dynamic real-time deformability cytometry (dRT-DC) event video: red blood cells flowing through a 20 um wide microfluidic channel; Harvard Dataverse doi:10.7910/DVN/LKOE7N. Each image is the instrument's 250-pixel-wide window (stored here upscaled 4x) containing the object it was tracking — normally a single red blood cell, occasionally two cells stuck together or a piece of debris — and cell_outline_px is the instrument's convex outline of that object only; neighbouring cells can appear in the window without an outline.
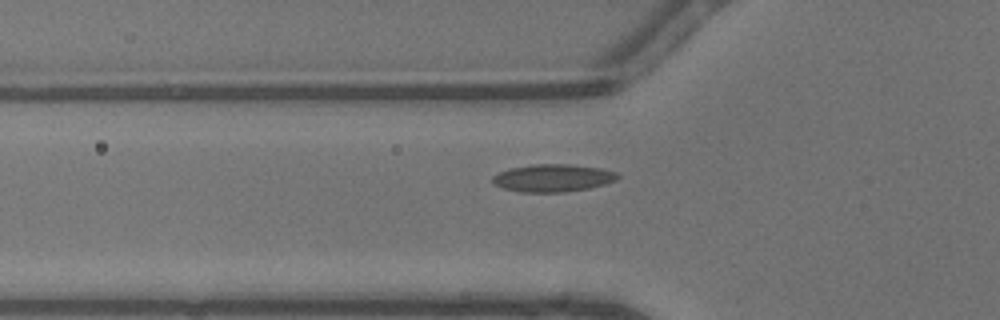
{"species": "common noctule bat (a hibernating species)", "species_latin": "Nyctalus noctula", "temperature_condition": "warm", "stored_images_in_passage": 43, "camera_frame_rate_fps": 3000, "um_per_image_px": 0.085, "animal": {"sex": "male", "body_mass_g": 13.3}, "frame": {"image": 1, "passage_image": 17, "time_ms": 5.333, "image_size_px": [1000, 320], "cell_outline_px": [[620, 176], [616, 180], [604, 184], [588, 188], [564, 192], [520, 192], [504, 188], [492, 184], [492, 176], [508, 168], [532, 164], [572, 164], [600, 168], [616, 172]], "centroid_in_image_um": [46.97, 15.12], "position_along_channel_um": 78.8, "area_um2": 20.17}}
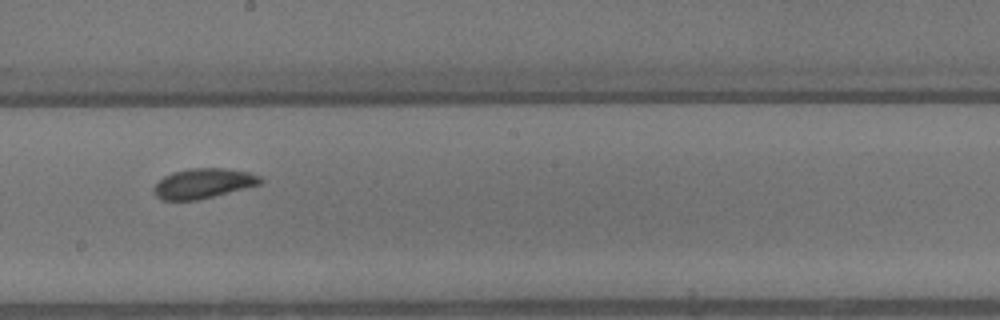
{"frame": {"image": 2, "passage_image": 27, "time_ms": 8.667, "image_size_px": [1000, 320], "cell_outline_px": [[264, 180], [260, 184], [196, 200], [160, 200], [152, 192], [152, 188], [164, 176], [172, 172], [192, 168], [224, 168], [248, 172], [260, 176]], "centroid_in_image_um": [17.24, 15.58], "position_along_channel_um": 231.0, "area_um2": 18.44}}
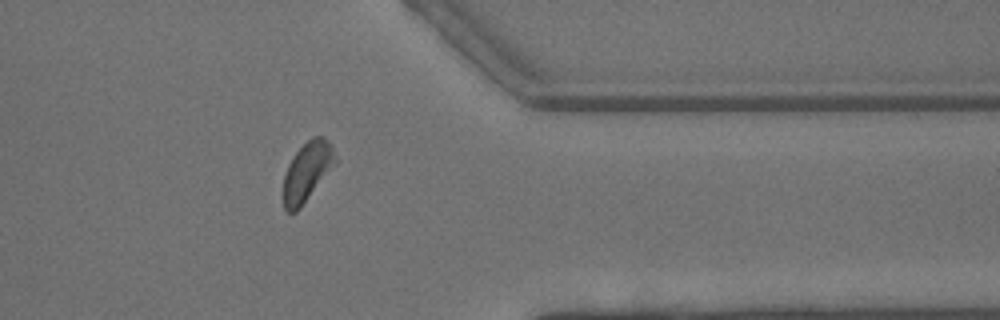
{"frame": {"image": 3, "passage_image": 38, "time_ms": 12.333, "image_size_px": [1000, 320], "cell_outline_px": [[336, 164], [300, 208], [296, 212], [288, 212], [284, 208], [284, 176], [288, 164], [296, 152], [312, 136], [320, 136], [328, 140], [332, 144], [336, 160]], "centroid_in_image_um": [26.12, 14.58], "position_along_channel_um": 385.3, "area_um2": 17.74}}